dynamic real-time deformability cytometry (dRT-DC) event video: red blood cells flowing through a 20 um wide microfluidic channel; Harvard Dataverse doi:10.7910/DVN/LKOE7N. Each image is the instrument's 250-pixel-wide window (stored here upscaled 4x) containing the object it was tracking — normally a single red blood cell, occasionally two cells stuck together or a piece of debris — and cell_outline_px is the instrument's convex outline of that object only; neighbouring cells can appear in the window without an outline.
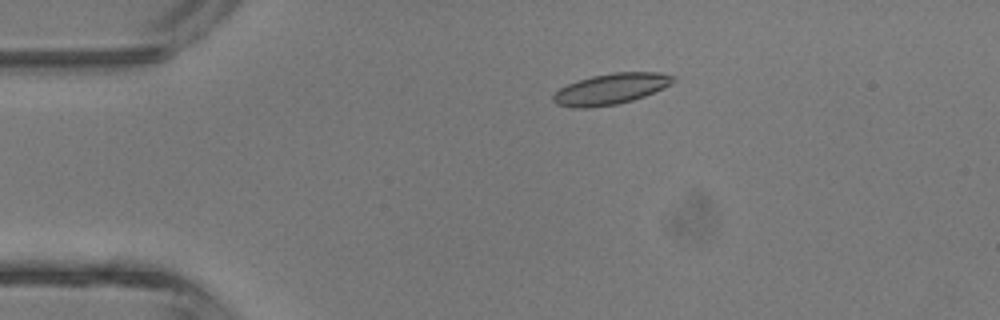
{"species": "common noctule bat (a hibernating species)", "species_latin": "Nyctalus noctula", "temperature_condition": "room temperature", "stored_images_in_passage": 3, "camera_frame_rate_fps": 3000, "um_per_image_px": 0.085, "animal": {"sex": "male", "body_mass_g": 13.3}, "frame": {"image": 1, "passage_image": 2, "time_ms": 1.0, "image_size_px": [1000, 320], "cell_outline_px": [[676, 80], [672, 84], [644, 96], [632, 100], [616, 104], [588, 108], [572, 108], [556, 104], [552, 100], [552, 96], [560, 88], [568, 84], [592, 76], [612, 72], [660, 72], [676, 76]], "centroid_in_image_um": [51.93, 7.55], "position_along_channel_um": 33.1, "area_um2": 21.62}}